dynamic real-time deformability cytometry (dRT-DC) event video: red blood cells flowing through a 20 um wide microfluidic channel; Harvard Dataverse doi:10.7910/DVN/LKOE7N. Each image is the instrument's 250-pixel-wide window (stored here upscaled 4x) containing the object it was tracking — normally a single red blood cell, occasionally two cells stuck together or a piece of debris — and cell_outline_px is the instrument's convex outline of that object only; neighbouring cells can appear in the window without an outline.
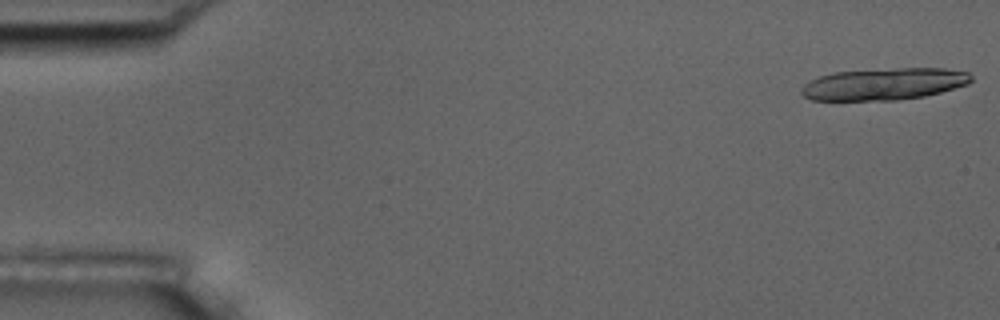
{"species": "common noctule bat (a hibernating species)", "species_latin": "Nyctalus noctula", "temperature_condition": "room temperature", "stored_images_in_passage": 18, "camera_frame_rate_fps": 3000, "um_per_image_px": 0.085, "animal": {"sex": "male", "body_mass_g": 17.5, "forearm_length_mm": 52.3}, "frame": {"image": 1, "passage_image": 1, "time_ms": 0.0, "image_size_px": [1000, 320], "cell_outline_px": [[972, 80], [968, 84], [940, 92], [924, 96], [896, 100], [812, 100], [804, 96], [800, 92], [800, 88], [804, 84], [820, 76], [836, 72], [896, 68], [944, 68], [968, 72], [972, 76]], "centroid_in_image_um": [75.15, 7.14], "position_along_channel_um": 9.8, "area_um2": 31.44}}